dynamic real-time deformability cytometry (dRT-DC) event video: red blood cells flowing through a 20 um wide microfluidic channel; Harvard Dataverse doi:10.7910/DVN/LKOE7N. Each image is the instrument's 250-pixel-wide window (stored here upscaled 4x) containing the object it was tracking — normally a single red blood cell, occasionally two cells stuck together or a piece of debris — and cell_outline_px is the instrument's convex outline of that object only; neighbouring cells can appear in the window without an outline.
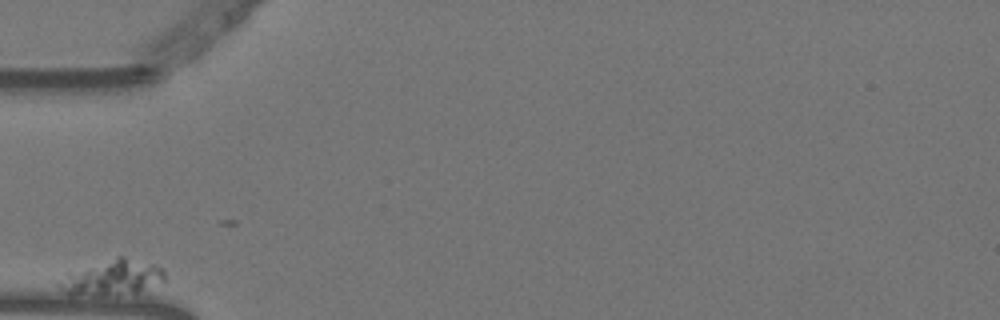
{"species": "Egyptian fruit bat (a non-hibernating species)", "species_latin": "Rousettus aegyptiacus", "temperature_condition": "warm", "stored_images_in_passage": 37, "camera_frame_rate_fps": 3000, "um_per_image_px": 0.085, "animal": {"sex": "female"}, "frame": {"image": 1, "passage_image": 1, "time_ms": 0.0, "image_size_px": [1000, 320], "cell_outline_px": [[164, 280], [136, 292], [104, 296], [68, 296], [56, 284], [68, 272], [120, 256], [124, 256], [156, 264], [164, 268]], "centroid_in_image_um": [9.5, 23.61], "position_along_channel_um": 75.5, "area_um2": 21.79}}
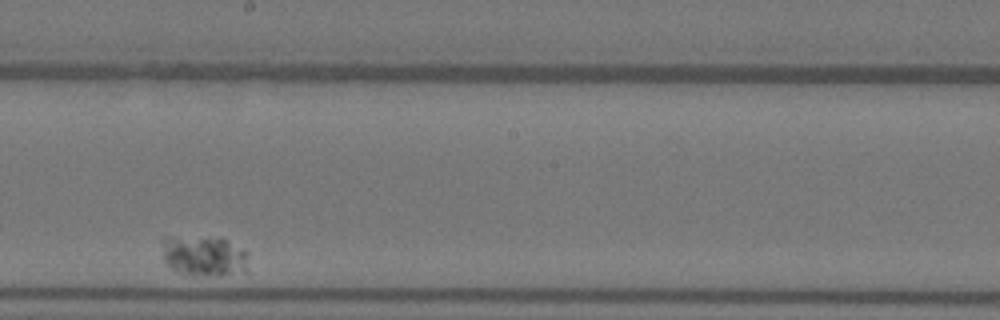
{"frame": {"image": 2, "passage_image": 22, "time_ms": 7.0, "image_size_px": [1000, 320], "cell_outline_px": [[248, 272], [220, 276], [184, 276], [172, 268], [164, 260], [160, 240], [164, 236], [168, 236], [224, 240], [244, 248], [248, 252]], "centroid_in_image_um": [17.34, 21.81], "position_along_channel_um": 230.9, "area_um2": 20.81}}
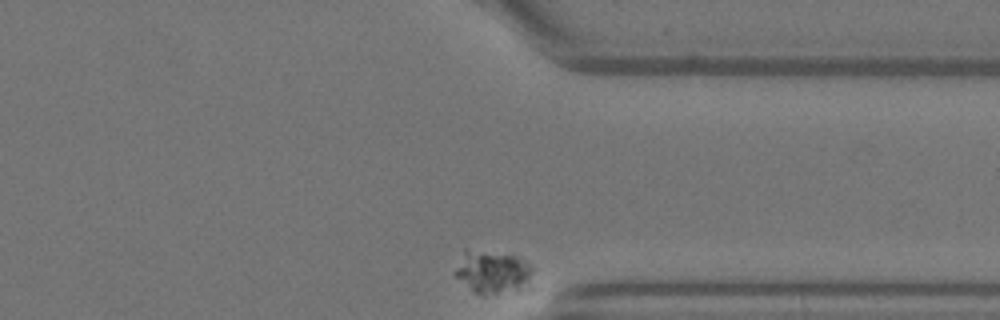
{"frame": {"image": 3, "passage_image": 37, "time_ms": 12.0, "image_size_px": [1000, 320], "cell_outline_px": [[536, 288], [532, 292], [484, 296], [480, 296], [456, 276], [452, 272], [464, 248], [516, 256], [524, 260], [532, 268]], "centroid_in_image_um": [42.01, 23.22], "position_along_channel_um": 369.4, "area_um2": 20.98}}